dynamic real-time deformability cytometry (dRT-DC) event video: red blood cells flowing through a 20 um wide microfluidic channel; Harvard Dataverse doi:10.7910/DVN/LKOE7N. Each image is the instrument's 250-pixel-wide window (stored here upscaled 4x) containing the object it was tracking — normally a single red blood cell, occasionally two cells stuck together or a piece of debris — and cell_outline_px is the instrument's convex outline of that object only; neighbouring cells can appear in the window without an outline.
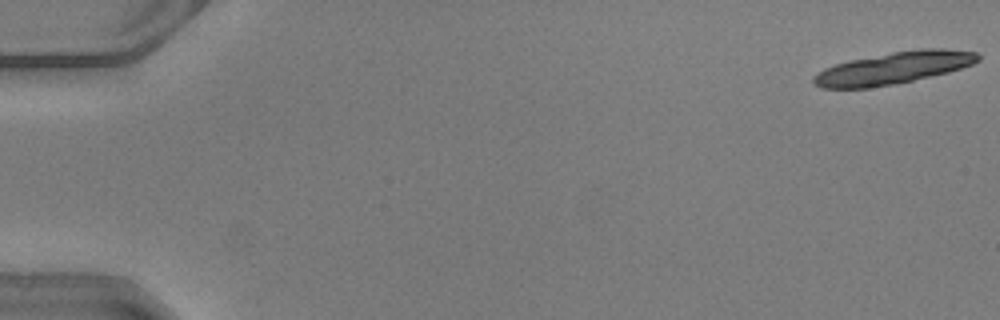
{"species": "common noctule bat (a hibernating species)", "species_latin": "Nyctalus noctula", "temperature_condition": "warm", "stored_images_in_passage": 19, "camera_frame_rate_fps": 3000, "um_per_image_px": 0.085, "animal": {"sex": "male", "body_mass_g": 20.5, "forearm_length_mm": 52.5}, "frame": {"image": 1, "passage_image": 1, "time_ms": 0.0, "image_size_px": [1000, 320], "cell_outline_px": [[980, 60], [972, 64], [948, 72], [896, 84], [868, 88], [820, 88], [812, 80], [812, 76], [824, 68], [836, 64], [852, 60], [892, 52], [920, 48], [944, 48], [976, 52], [980, 56]], "centroid_in_image_um": [75.95, 5.78], "position_along_channel_um": 9.0, "area_um2": 30.58}}